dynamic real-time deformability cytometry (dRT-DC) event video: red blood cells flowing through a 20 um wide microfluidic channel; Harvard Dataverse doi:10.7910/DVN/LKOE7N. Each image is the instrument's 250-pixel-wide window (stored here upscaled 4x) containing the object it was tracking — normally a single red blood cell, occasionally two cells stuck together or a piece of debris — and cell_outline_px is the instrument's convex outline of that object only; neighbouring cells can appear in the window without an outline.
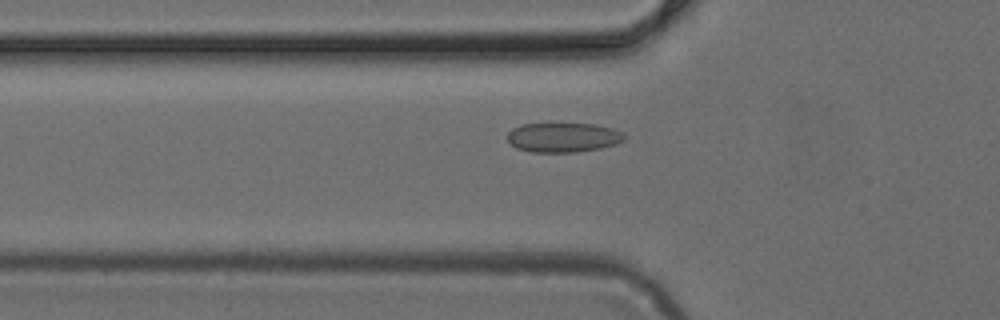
{"species": "common noctule bat (a hibernating species)", "species_latin": "Nyctalus noctula", "temperature_condition": "cold", "stored_images_in_passage": 38, "camera_frame_rate_fps": 3000, "um_per_image_px": 0.085, "animal": {"sex": "female", "body_mass_g": 24.6, "forearm_length_mm": 56.2}, "frame": {"image": 1, "passage_image": 6, "time_ms": 1.667, "image_size_px": [1000, 320], "cell_outline_px": [[624, 140], [616, 144], [600, 148], [576, 152], [532, 152], [516, 148], [508, 140], [508, 132], [512, 128], [524, 124], [596, 124], [612, 128], [624, 132]], "centroid_in_image_um": [47.89, 11.68], "position_along_channel_um": 77.9, "area_um2": 20.06}}
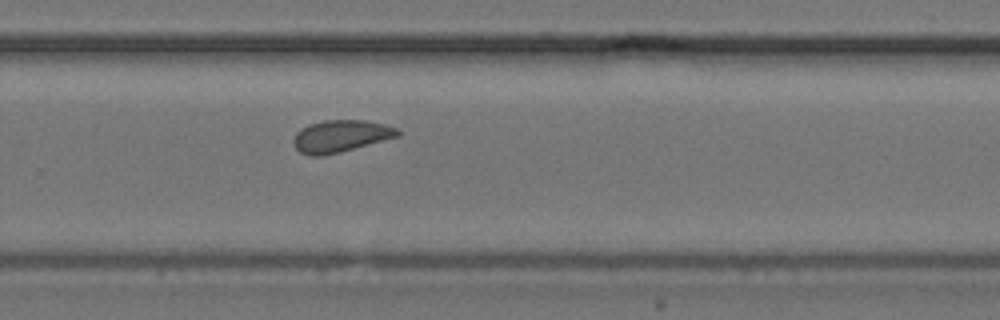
{"frame": {"image": 2, "passage_image": 22, "time_ms": 7.0, "image_size_px": [1000, 320], "cell_outline_px": [[400, 136], [340, 152], [324, 156], [308, 156], [300, 152], [296, 148], [292, 140], [296, 132], [300, 128], [308, 124], [324, 120], [364, 120], [384, 124], [396, 128], [400, 132]], "centroid_in_image_um": [28.92, 11.57], "position_along_channel_um": 300.9, "area_um2": 19.59}}
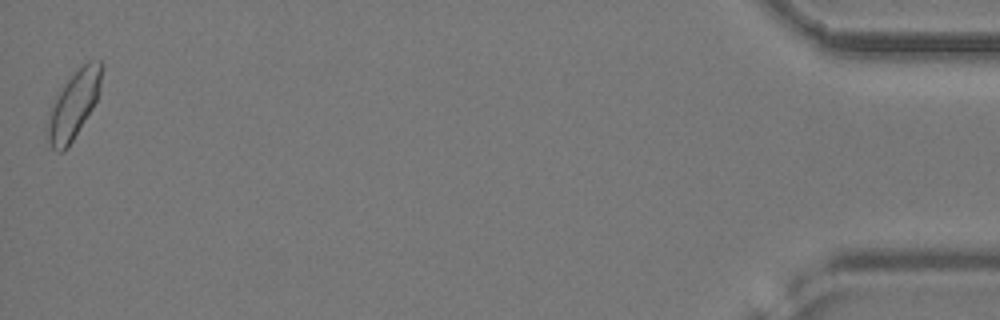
{"frame": {"image": 3, "passage_image": 38, "time_ms": 12.333, "image_size_px": [1000, 320], "cell_outline_px": [[104, 68], [100, 92], [92, 108], [68, 148], [64, 152], [56, 152], [52, 148], [44, 132], [44, 128], [48, 112], [56, 96], [64, 84], [88, 60], [100, 60], [104, 64]], "centroid_in_image_um": [6.25, 8.94], "position_along_channel_um": 429.0, "area_um2": 21.68}}